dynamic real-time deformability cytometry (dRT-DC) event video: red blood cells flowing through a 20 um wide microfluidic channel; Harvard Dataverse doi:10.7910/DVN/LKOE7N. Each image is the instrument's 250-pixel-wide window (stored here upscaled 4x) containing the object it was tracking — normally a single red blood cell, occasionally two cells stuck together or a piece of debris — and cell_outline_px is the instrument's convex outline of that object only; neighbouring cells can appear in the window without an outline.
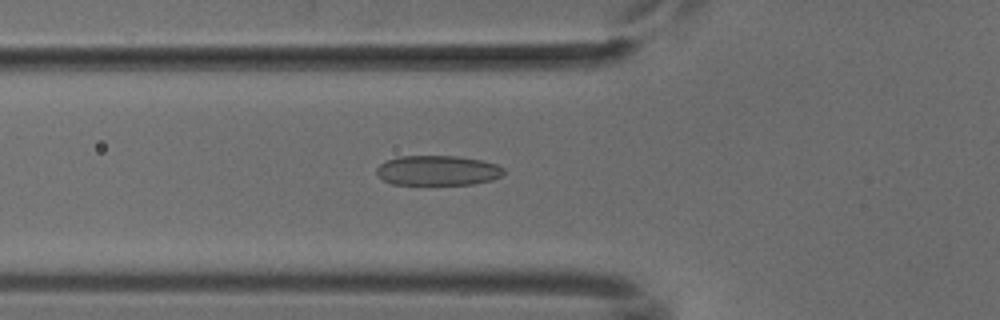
{"species": "common noctule bat (a hibernating species)", "species_latin": "Nyctalus noctula", "temperature_condition": "cold", "stored_images_in_passage": 43, "camera_frame_rate_fps": 3000, "um_per_image_px": 0.085, "animal": {"sex": "male", "body_mass_g": 18.8}, "frame": {"image": 1, "passage_image": 10, "time_ms": 3.0, "image_size_px": [1000, 320], "cell_outline_px": [[504, 172], [500, 176], [492, 180], [472, 184], [392, 184], [384, 180], [376, 172], [376, 168], [380, 164], [388, 160], [400, 156], [456, 156], [480, 160], [496, 164], [504, 168]], "centroid_in_image_um": [37.2, 14.49], "position_along_channel_um": 88.6, "area_um2": 21.96}}
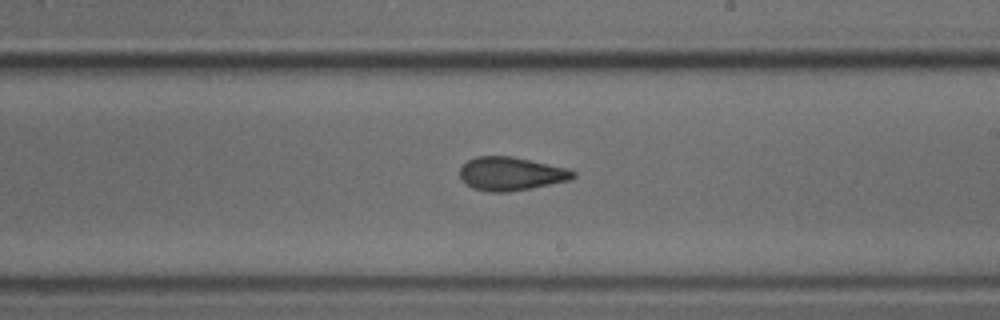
{"frame": {"image": 2, "passage_image": 22, "time_ms": 7.0, "image_size_px": [1000, 320], "cell_outline_px": [[576, 176], [568, 180], [532, 188], [508, 192], [488, 192], [472, 188], [460, 176], [460, 168], [468, 160], [476, 156], [512, 156], [568, 168], [576, 172]], "centroid_in_image_um": [43.44, 14.76], "position_along_channel_um": 245.6, "area_um2": 22.02}}
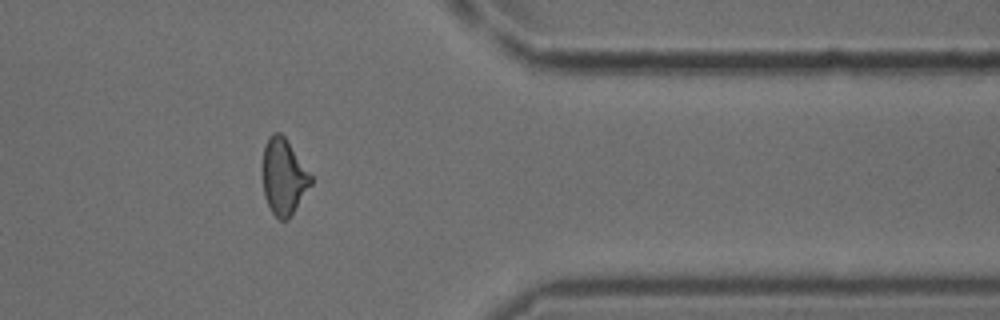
{"frame": {"image": 3, "passage_image": 34, "time_ms": 11.0, "image_size_px": [1000, 320], "cell_outline_px": [[312, 184], [288, 220], [280, 220], [272, 212], [264, 196], [264, 148], [268, 136], [272, 132], [280, 132], [284, 136], [312, 176]], "centroid_in_image_um": [24.13, 15.02], "position_along_channel_um": 387.3, "area_um2": 20.98}}